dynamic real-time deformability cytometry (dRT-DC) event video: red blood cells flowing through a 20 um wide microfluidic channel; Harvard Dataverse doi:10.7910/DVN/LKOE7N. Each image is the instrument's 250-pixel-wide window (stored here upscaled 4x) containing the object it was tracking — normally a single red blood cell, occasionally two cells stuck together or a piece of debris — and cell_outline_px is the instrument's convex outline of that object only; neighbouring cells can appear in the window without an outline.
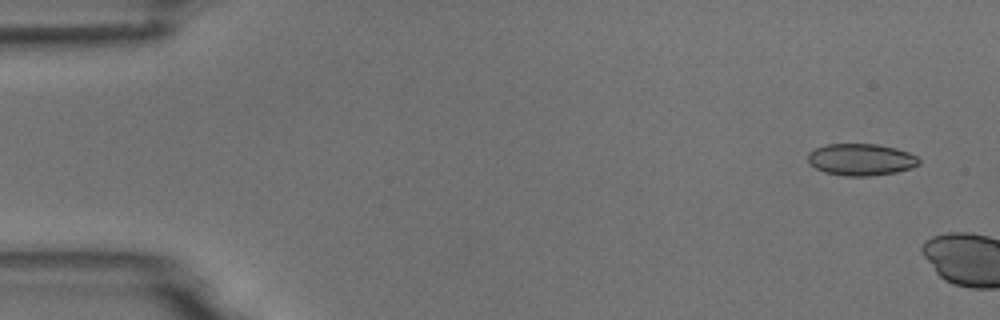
{"species": "common noctule bat (a hibernating species)", "species_latin": "Nyctalus noctula", "temperature_condition": "room temperature", "stored_images_in_passage": 2, "camera_frame_rate_fps": 3000, "um_per_image_px": 0.085, "animal": {"sex": "male", "body_mass_g": 18.8}, "frame": {"image": 1, "passage_image": 1, "time_ms": 0.0, "image_size_px": [1000, 320], "cell_outline_px": [[920, 164], [912, 168], [896, 172], [868, 176], [848, 176], [824, 172], [808, 164], [808, 152], [824, 144], [876, 144], [896, 148], [908, 152], [916, 156], [920, 160]], "centroid_in_image_um": [73.17, 13.56], "position_along_channel_um": 11.8, "area_um2": 20.69}}